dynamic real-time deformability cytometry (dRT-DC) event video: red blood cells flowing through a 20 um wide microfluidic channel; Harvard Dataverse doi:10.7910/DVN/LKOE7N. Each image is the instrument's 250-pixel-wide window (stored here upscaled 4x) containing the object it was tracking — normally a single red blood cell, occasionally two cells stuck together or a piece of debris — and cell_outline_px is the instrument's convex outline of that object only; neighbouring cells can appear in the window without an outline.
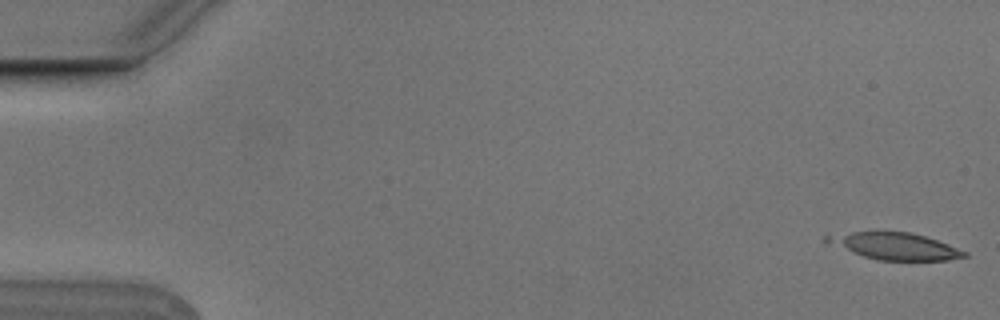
{"species": "Egyptian fruit bat (a non-hibernating species)", "species_latin": "Rousettus aegyptiacus", "temperature_condition": "cold", "stored_images_in_passage": 5, "camera_frame_rate_fps": 3000, "um_per_image_px": 0.085, "animal": {"sex": "male"}, "frame": {"image": 1, "passage_image": 1, "time_ms": 0.0, "image_size_px": [1000, 320], "cell_outline_px": [[968, 256], [948, 260], [876, 260], [852, 252], [836, 240], [852, 232], [908, 232], [924, 236], [948, 244], [968, 252]], "centroid_in_image_um": [76.46, 20.97], "position_along_channel_um": 8.5, "area_um2": 19.71}}